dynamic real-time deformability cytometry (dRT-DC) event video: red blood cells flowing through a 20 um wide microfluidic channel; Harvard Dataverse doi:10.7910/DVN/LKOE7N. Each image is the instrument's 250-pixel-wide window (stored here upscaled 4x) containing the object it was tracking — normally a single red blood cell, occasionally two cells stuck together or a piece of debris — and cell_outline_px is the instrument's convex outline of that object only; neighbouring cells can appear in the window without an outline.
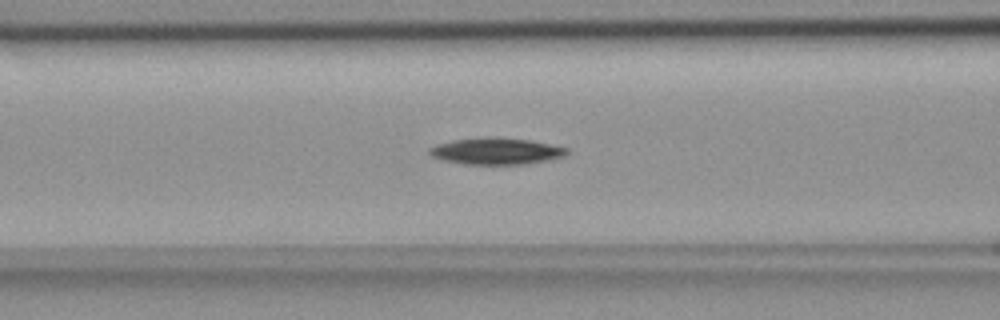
{"species": "common noctule bat (a hibernating species)", "species_latin": "Nyctalus noctula", "temperature_condition": "room temperature", "stored_images_in_passage": 46, "camera_frame_rate_fps": 3000, "um_per_image_px": 0.085, "animal": {"sex": "female", "body_mass_g": 18.4}, "frame": {"image": 1, "passage_image": 13, "time_ms": 4.0, "image_size_px": [1000, 320], "cell_outline_px": [[568, 152], [564, 156], [524, 164], [464, 164], [444, 160], [432, 156], [428, 152], [428, 148], [436, 144], [452, 140], [528, 140], [568, 148]], "centroid_in_image_um": [42.14, 12.89], "position_along_channel_um": 124.5, "area_um2": 20.0}}
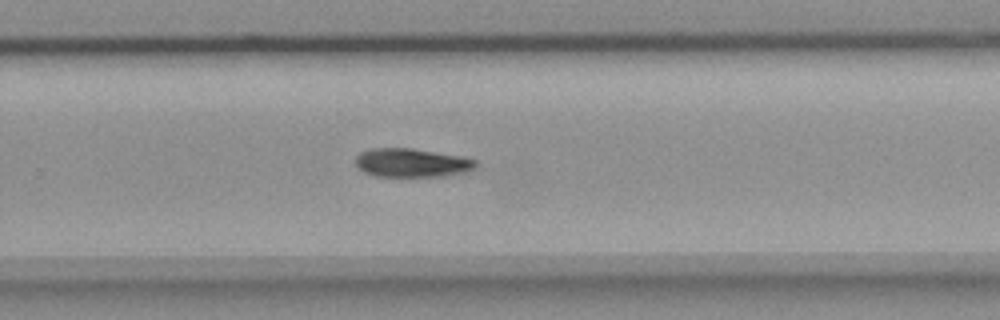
{"frame": {"image": 2, "passage_image": 27, "time_ms": 8.667, "image_size_px": [1000, 320], "cell_outline_px": [[476, 168], [468, 172], [444, 176], [376, 176], [364, 172], [356, 164], [356, 156], [360, 152], [372, 148], [412, 148], [460, 156], [476, 160]], "centroid_in_image_um": [35.02, 13.83], "position_along_channel_um": 294.8, "area_um2": 20.06}}
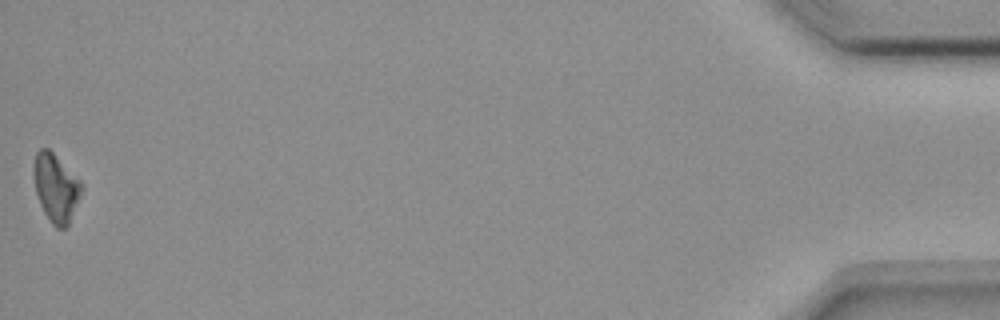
{"frame": {"image": 3, "passage_image": 46, "time_ms": 15.0, "image_size_px": [1000, 320], "cell_outline_px": [[84, 188], [68, 224], [64, 228], [56, 228], [52, 224], [44, 212], [40, 204], [36, 192], [32, 176], [32, 168], [36, 152], [40, 148], [48, 148], [84, 184]], "centroid_in_image_um": [4.73, 15.94], "position_along_channel_um": 430.5, "area_um2": 19.02}, "authors_computed_cell_mechanics": {"area_um2": 20.7502, "velocity_mm_per_s": 3.6684, "shape_relaxation_time_tau1_ms": 3.5987, "shape_relaxation_time_tau2_ms": null, "deformation_change_tau1": 0.1132, "deformation_change_tau2": null}}